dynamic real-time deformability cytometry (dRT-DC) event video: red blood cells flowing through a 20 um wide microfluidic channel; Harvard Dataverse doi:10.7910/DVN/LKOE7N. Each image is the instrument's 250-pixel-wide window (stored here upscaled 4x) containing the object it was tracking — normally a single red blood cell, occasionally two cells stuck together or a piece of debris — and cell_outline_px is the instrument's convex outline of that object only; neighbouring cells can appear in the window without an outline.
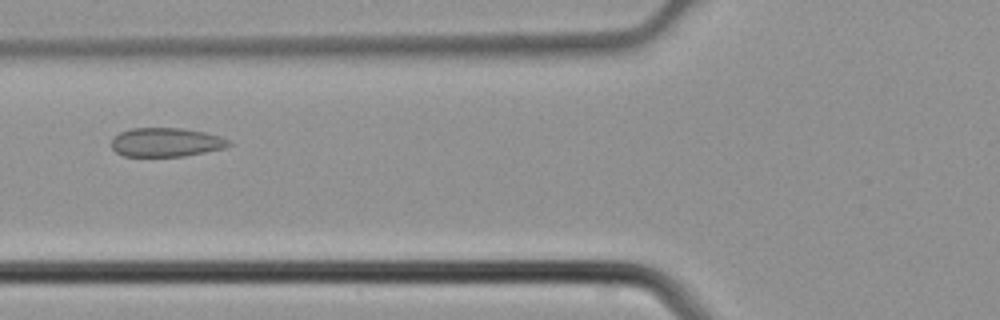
{"species": "common noctule bat (a hibernating species)", "species_latin": "Nyctalus noctula", "temperature_condition": "cold", "stored_images_in_passage": 4, "camera_frame_rate_fps": 3000, "um_per_image_px": 0.085, "animal": {"sex": "male", "body_mass_g": 21.5, "forearm_length_mm": 52.0}, "frame": {"image": 1, "passage_image": 4, "time_ms": 1.0, "image_size_px": [1000, 320], "cell_outline_px": [[232, 144], [224, 148], [184, 156], [124, 156], [116, 152], [112, 148], [112, 140], [120, 132], [132, 128], [184, 128], [204, 132], [220, 136], [232, 140]], "centroid_in_image_um": [14.15, 12.09], "position_along_channel_um": 111.6, "area_um2": 19.77}}